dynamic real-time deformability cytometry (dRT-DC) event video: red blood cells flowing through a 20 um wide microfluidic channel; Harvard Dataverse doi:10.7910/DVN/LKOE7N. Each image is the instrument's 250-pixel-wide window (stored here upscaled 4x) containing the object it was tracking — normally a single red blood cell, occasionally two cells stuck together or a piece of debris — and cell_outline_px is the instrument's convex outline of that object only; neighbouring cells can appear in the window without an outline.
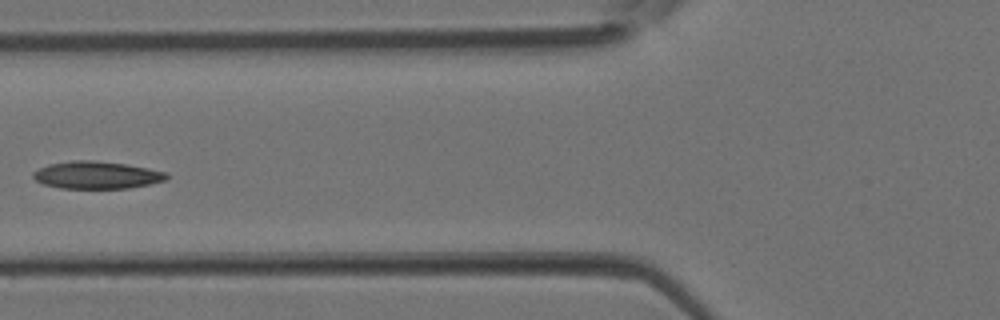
{"species": "Egyptian fruit bat (a non-hibernating species)", "species_latin": "Rousettus aegyptiacus", "temperature_condition": "room temperature", "stored_images_in_passage": 4, "camera_frame_rate_fps": 3000, "um_per_image_px": 0.085, "animal": {"sex": "female"}, "frame": {"image": 1, "passage_image": 4, "time_ms": 1.0, "image_size_px": [1000, 320], "cell_outline_px": [[168, 180], [128, 188], [60, 188], [44, 184], [36, 180], [32, 176], [32, 172], [48, 164], [72, 160], [96, 160], [124, 164], [148, 168], [164, 172], [168, 176]], "centroid_in_image_um": [8.19, 14.87], "position_along_channel_um": 117.6, "area_um2": 21.21}}